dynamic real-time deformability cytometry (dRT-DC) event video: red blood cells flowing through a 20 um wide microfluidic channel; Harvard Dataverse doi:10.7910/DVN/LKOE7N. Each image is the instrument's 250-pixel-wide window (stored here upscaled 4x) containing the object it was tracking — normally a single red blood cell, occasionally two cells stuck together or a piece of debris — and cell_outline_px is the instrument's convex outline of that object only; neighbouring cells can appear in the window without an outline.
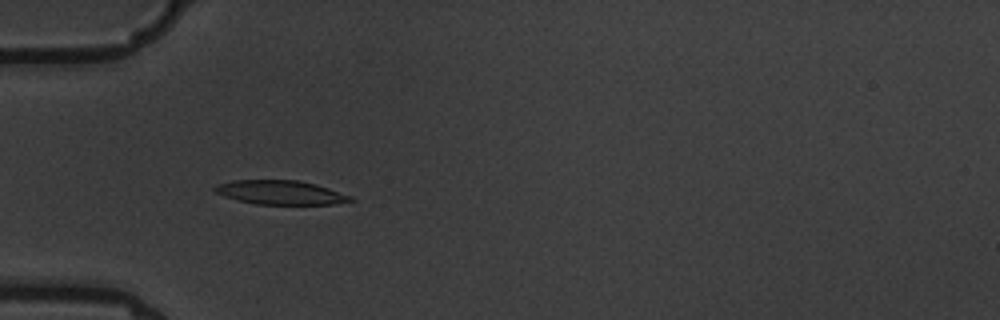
{"species": "common noctule bat (a hibernating species)", "species_latin": "Nyctalus noctula", "temperature_condition": "warm", "stored_images_in_passage": 6, "camera_frame_rate_fps": 3000, "um_per_image_px": 0.085, "animal": {"sex": "male", "body_mass_g": 19.5, "forearm_length_mm": 54.6}, "frame": {"image": 1, "passage_image": 5, "time_ms": 4.667, "image_size_px": [1000, 320], "cell_outline_px": [[356, 200], [332, 204], [256, 204], [224, 196], [216, 192], [212, 188], [216, 184], [232, 180], [296, 180], [316, 184], [352, 196]], "centroid_in_image_um": [23.84, 16.35], "position_along_channel_um": 61.2, "area_um2": 18.9}}
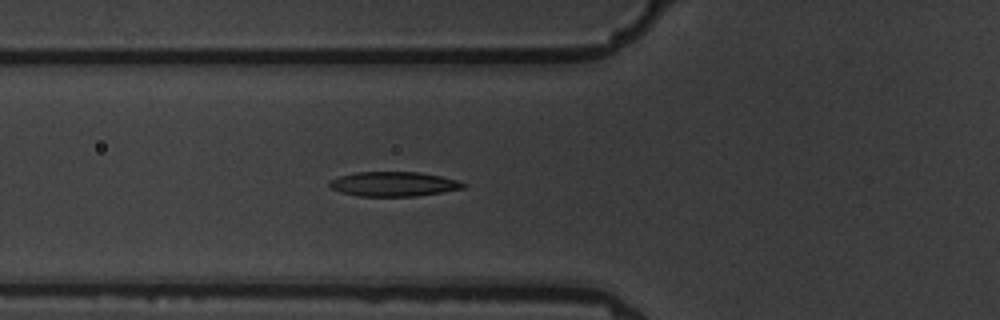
{"frame": {"image": 2, "passage_image": 6, "time_ms": 5.667, "image_size_px": [1000, 320], "cell_outline_px": [[468, 184], [464, 188], [444, 192], [416, 196], [360, 196], [340, 192], [332, 188], [328, 184], [328, 180], [340, 176], [356, 172], [420, 172], [460, 180]], "centroid_in_image_um": [33.49, 15.64], "position_along_channel_um": 92.3, "area_um2": 19.31}}